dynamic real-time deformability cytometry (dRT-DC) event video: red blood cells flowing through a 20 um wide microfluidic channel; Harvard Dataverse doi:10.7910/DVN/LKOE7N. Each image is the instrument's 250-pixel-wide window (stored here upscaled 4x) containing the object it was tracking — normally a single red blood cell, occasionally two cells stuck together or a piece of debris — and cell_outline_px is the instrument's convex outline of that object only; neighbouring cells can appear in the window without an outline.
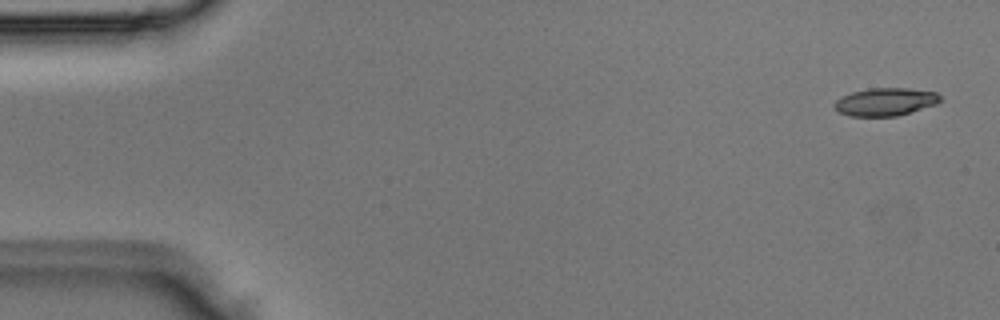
{"species": "Egyptian fruit bat (a non-hibernating species)", "species_latin": "Rousettus aegyptiacus", "temperature_condition": "room temperature", "stored_images_in_passage": 4, "camera_frame_rate_fps": 3000, "um_per_image_px": 0.085, "animal": {"sex": "male"}, "frame": {"image": 1, "passage_image": 1, "time_ms": 0.0, "image_size_px": [1000, 320], "cell_outline_px": [[940, 100], [936, 104], [896, 116], [848, 116], [840, 112], [832, 104], [836, 100], [852, 92], [868, 88], [908, 88], [936, 92], [940, 96]], "centroid_in_image_um": [75.24, 8.65], "position_along_channel_um": 9.8, "area_um2": 16.99}}
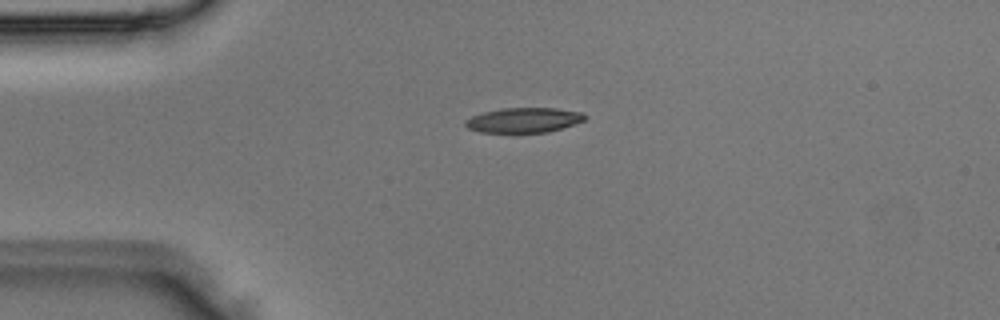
{"frame": {"image": 2, "passage_image": 3, "time_ms": 0.667, "image_size_px": [1000, 320], "cell_outline_px": [[588, 116], [584, 120], [548, 132], [480, 132], [468, 128], [464, 124], [464, 120], [472, 116], [484, 112], [504, 108], [556, 108], [584, 112]], "centroid_in_image_um": [44.53, 10.2], "position_along_channel_um": 40.5, "area_um2": 17.22}}